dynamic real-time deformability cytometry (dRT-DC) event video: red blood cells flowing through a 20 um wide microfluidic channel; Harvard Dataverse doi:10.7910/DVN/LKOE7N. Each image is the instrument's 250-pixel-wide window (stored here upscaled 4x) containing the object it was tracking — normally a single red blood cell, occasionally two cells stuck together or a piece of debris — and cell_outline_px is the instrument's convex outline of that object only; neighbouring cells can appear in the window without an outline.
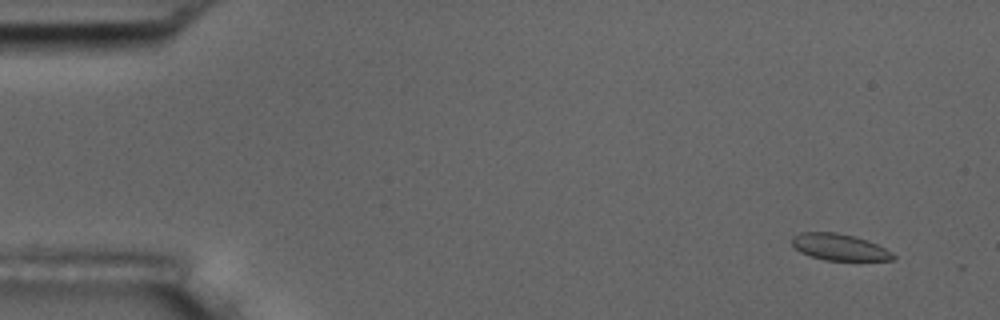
{"species": "common noctule bat (a hibernating species)", "species_latin": "Nyctalus noctula", "temperature_condition": "room temperature", "stored_images_in_passage": 3, "camera_frame_rate_fps": 3000, "um_per_image_px": 0.085, "animal": {"sex": "male", "body_mass_g": 17.5, "forearm_length_mm": 52.3}, "frame": {"image": 1, "passage_image": 1, "time_ms": 0.0, "image_size_px": [1000, 320], "cell_outline_px": [[896, 256], [892, 260], [824, 260], [800, 252], [792, 244], [792, 236], [800, 232], [836, 232], [856, 236], [868, 240], [892, 252]], "centroid_in_image_um": [71.34, 20.99], "position_along_channel_um": 13.7, "area_um2": 15.61}}